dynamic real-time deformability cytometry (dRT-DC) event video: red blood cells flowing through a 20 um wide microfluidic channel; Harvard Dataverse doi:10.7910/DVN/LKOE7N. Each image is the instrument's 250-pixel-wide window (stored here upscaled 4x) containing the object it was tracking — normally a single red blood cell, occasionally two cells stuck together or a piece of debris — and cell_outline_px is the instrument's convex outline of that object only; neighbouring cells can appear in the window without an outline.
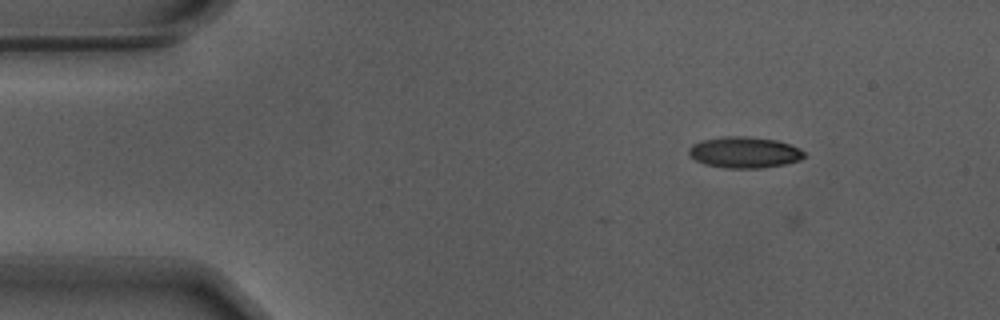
{"species": "Egyptian fruit bat (a non-hibernating species)", "species_latin": "Rousettus aegyptiacus", "temperature_condition": "warm", "stored_images_in_passage": 3, "camera_frame_rate_fps": 3000, "um_per_image_px": 0.085, "animal": {"sex": "male"}, "frame": {"image": 1, "passage_image": 2, "time_ms": 0.333, "image_size_px": [1000, 320], "cell_outline_px": [[808, 156], [800, 160], [784, 164], [760, 168], [724, 168], [704, 164], [696, 160], [688, 152], [688, 148], [692, 144], [700, 140], [724, 136], [748, 136], [776, 140], [800, 148]], "centroid_in_image_um": [63.28, 12.95], "position_along_channel_um": 21.7, "area_um2": 21.1}}